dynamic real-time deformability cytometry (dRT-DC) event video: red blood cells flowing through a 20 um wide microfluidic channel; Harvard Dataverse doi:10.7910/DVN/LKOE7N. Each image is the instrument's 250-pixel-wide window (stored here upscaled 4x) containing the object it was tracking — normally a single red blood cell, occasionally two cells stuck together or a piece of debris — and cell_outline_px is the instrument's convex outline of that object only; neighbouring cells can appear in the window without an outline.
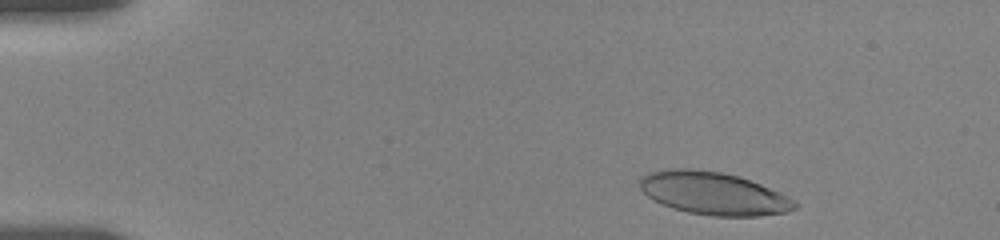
{"species": "human", "species_latin": "Homo sapiens", "temperature_condition": "room temperature", "stored_images_in_passage": 42, "camera_frame_rate_fps": 3000, "um_per_image_px": 0.085, "donor": {"sex": "female"}, "frame": {"image": 1, "passage_image": 4, "time_ms": 0.667, "image_size_px": [1000, 240], "cell_outline_px": [[800, 204], [796, 208], [788, 212], [760, 216], [712, 216], [688, 212], [672, 208], [648, 196], [640, 188], [640, 176], [648, 172], [668, 168], [692, 168], [720, 172], [740, 176], [780, 192], [796, 200]], "centroid_in_image_um": [60.68, 16.43], "position_along_channel_um": 24.3, "area_um2": 38.84}}
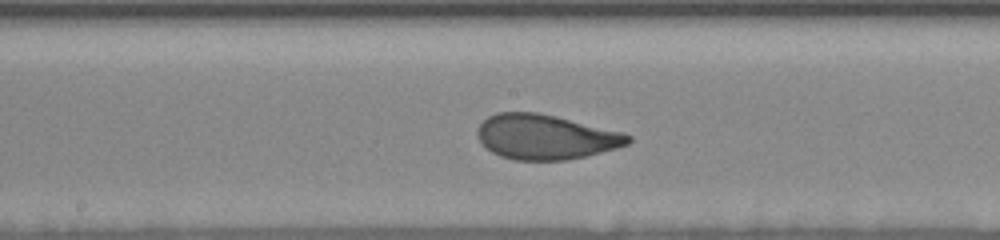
{"frame": {"image": 2, "passage_image": 26, "time_ms": 8.0, "image_size_px": [1000, 240], "cell_outline_px": [[632, 140], [628, 144], [616, 148], [568, 160], [516, 160], [500, 156], [492, 152], [480, 140], [476, 132], [476, 128], [488, 116], [496, 112], [536, 112], [624, 132], [632, 136]], "centroid_in_image_um": [46.37, 11.63], "position_along_channel_um": 201.8, "area_um2": 39.19}}
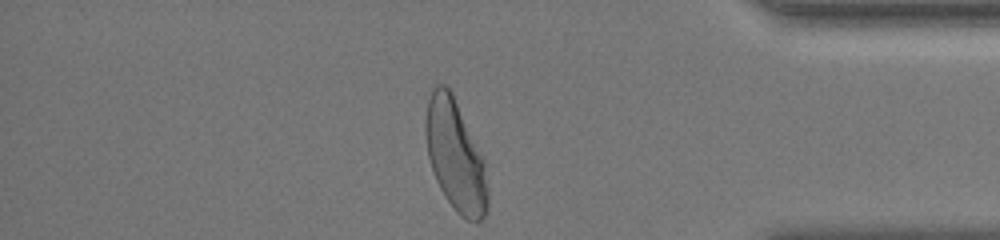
{"frame": {"image": 3, "passage_image": 42, "time_ms": 14.0, "image_size_px": [1000, 240], "cell_outline_px": [[488, 212], [476, 224], [460, 216], [456, 212], [444, 196], [436, 180], [428, 156], [424, 132], [424, 124], [428, 100], [432, 84], [444, 84], [452, 92], [484, 160], [488, 188]], "centroid_in_image_um": [38.7, 13.24], "position_along_channel_um": 396.5, "area_um2": 40.52}, "authors_computed_cell_mechanics": {"area_um2": 39.2173, "velocity_mm_per_s": 3.6244, "shape_relaxation_time_tau1_ms": 4.4664, "shape_relaxation_time_tau2_ms": 0.6623, "deformation_change_tau1": 0.1868, "deformation_change_tau2": 0.0692}}